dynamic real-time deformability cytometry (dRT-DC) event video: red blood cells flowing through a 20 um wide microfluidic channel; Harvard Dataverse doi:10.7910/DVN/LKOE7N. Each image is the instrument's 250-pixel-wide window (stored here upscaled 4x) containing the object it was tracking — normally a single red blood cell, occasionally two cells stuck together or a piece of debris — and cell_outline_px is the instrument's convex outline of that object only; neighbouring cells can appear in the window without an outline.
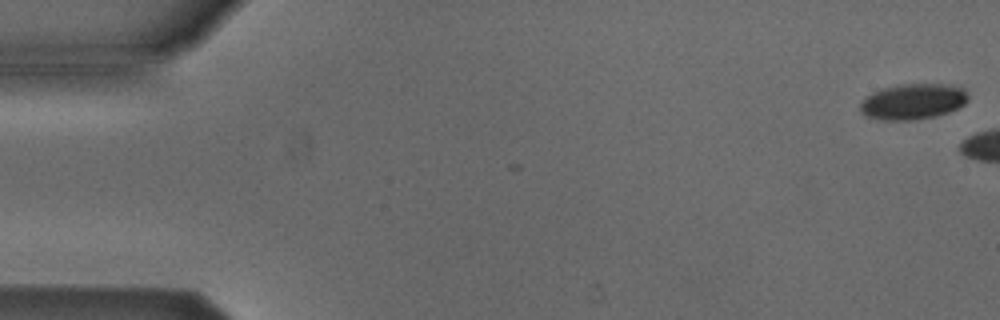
{"species": "Egyptian fruit bat (a non-hibernating species)", "species_latin": "Rousettus aegyptiacus", "temperature_condition": "cold", "stored_images_in_passage": 2, "camera_frame_rate_fps": 3000, "um_per_image_px": 0.085, "animal": {"sex": "male"}, "frame": {"image": 1, "passage_image": 1, "time_ms": 0.0, "image_size_px": [1000, 320], "cell_outline_px": [[968, 100], [964, 104], [948, 112], [936, 116], [916, 120], [884, 120], [868, 116], [860, 112], [860, 104], [872, 92], [884, 88], [900, 84], [944, 84], [964, 88], [968, 92]], "centroid_in_image_um": [77.63, 8.63], "position_along_channel_um": 7.4, "area_um2": 22.37}}